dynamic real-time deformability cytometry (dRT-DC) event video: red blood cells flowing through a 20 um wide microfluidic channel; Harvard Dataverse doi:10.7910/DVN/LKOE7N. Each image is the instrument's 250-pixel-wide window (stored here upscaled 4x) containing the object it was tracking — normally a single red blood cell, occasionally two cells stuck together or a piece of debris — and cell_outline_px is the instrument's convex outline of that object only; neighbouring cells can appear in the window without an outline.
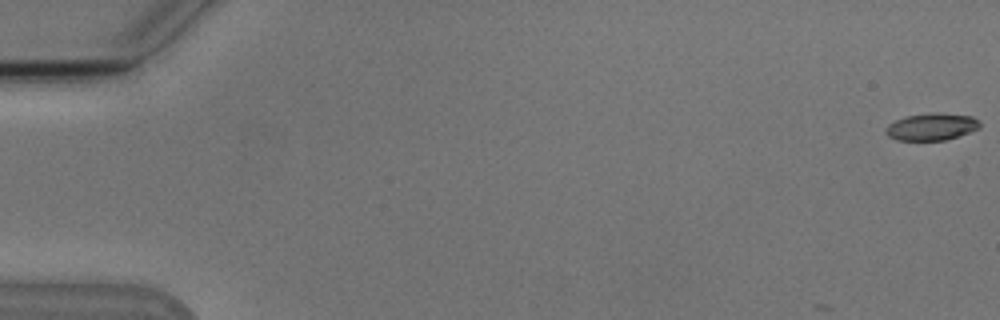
{"species": "Egyptian fruit bat (a non-hibernating species)", "species_latin": "Rousettus aegyptiacus", "temperature_condition": "cold", "stored_images_in_passage": 4, "segment_of_instrument_passage": [2, 2], "camera_frame_rate_fps": 3000, "um_per_image_px": 0.085, "animal": {"sex": "male"}, "frame": {"image": 1, "passage_image": 4, "time_ms": 4.667, "image_size_px": [1000, 320], "cell_outline_px": [[980, 128], [944, 140], [896, 140], [888, 136], [884, 132], [888, 124], [896, 120], [908, 116], [932, 112], [940, 112], [972, 116], [980, 124]], "centroid_in_image_um": [79.15, 10.76], "position_along_channel_um": 5.8, "area_um2": 14.74}}